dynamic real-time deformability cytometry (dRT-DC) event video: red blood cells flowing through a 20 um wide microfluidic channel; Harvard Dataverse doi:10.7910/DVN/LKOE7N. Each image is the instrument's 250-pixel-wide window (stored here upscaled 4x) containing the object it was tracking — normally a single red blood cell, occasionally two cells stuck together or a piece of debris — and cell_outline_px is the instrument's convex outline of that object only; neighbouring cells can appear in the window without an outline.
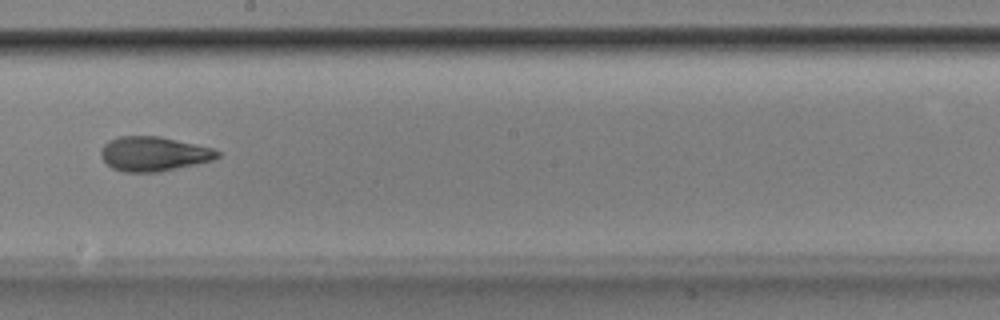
{"species": "Egyptian fruit bat (a non-hibernating species)", "species_latin": "Rousettus aegyptiacus", "temperature_condition": "room temperature", "stored_images_in_passage": 52, "camera_frame_rate_fps": 3000, "um_per_image_px": 0.085, "animal": {"sex": "male"}, "frame": {"image": 1, "passage_image": 30, "time_ms": 9.667, "image_size_px": [1000, 320], "cell_outline_px": [[220, 156], [212, 160], [196, 164], [160, 172], [124, 172], [112, 168], [100, 156], [100, 148], [108, 140], [120, 136], [160, 136], [212, 148], [220, 152]], "centroid_in_image_um": [13.04, 13.08], "position_along_channel_um": 235.2, "area_um2": 23.47}, "authors_computed_cell_mechanics": {"area_um2": 23.4668, "velocity_mm_per_s": 3.8882, "shape_relaxation_time_tau1_ms": 4.5718, "shape_relaxation_time_tau2_ms": 2.0912, "deformation_change_tau1": 0.1578, "deformation_change_tau2": 0.0999}}